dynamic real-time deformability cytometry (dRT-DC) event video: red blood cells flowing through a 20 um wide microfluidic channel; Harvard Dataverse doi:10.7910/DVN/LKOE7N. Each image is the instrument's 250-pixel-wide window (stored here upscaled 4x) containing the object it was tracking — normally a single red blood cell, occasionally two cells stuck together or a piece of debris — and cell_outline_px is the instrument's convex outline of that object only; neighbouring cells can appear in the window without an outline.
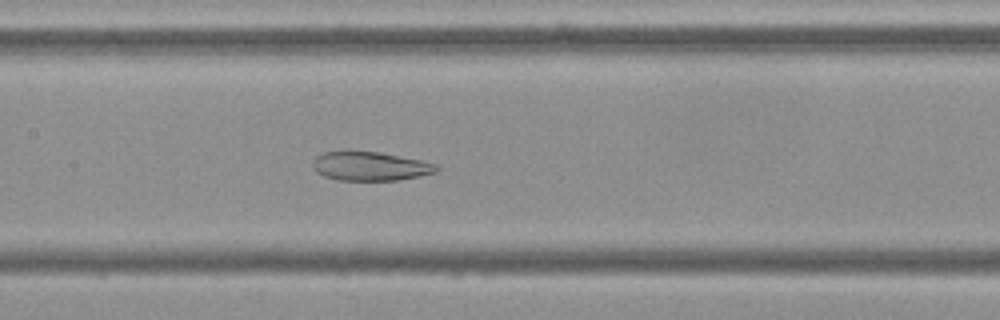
{"species": "Egyptian fruit bat (a non-hibernating species)", "species_latin": "Rousettus aegyptiacus", "temperature_condition": "cold", "stored_images_in_passage": 55, "camera_frame_rate_fps": 3000, "um_per_image_px": 0.085, "frame": {"image": 1, "passage_image": 26, "time_ms": 8.333, "image_size_px": [1000, 320], "cell_outline_px": [[440, 168], [436, 172], [420, 176], [396, 180], [336, 180], [324, 176], [316, 172], [312, 164], [312, 160], [316, 156], [324, 152], [380, 152], [420, 160], [436, 164]], "centroid_in_image_um": [31.46, 14.14], "position_along_channel_um": 175.9, "area_um2": 20.69}}
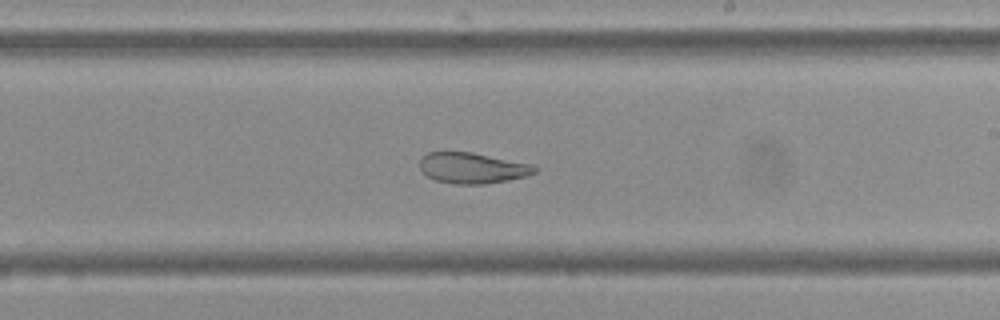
{"frame": {"image": 2, "passage_image": 32, "time_ms": 10.333, "image_size_px": [1000, 320], "cell_outline_px": [[536, 172], [524, 176], [508, 180], [484, 184], [452, 184], [436, 180], [428, 176], [420, 168], [420, 160], [428, 152], [472, 152], [532, 164], [536, 168]], "centroid_in_image_um": [40.15, 14.28], "position_along_channel_um": 248.9, "area_um2": 20.4}}
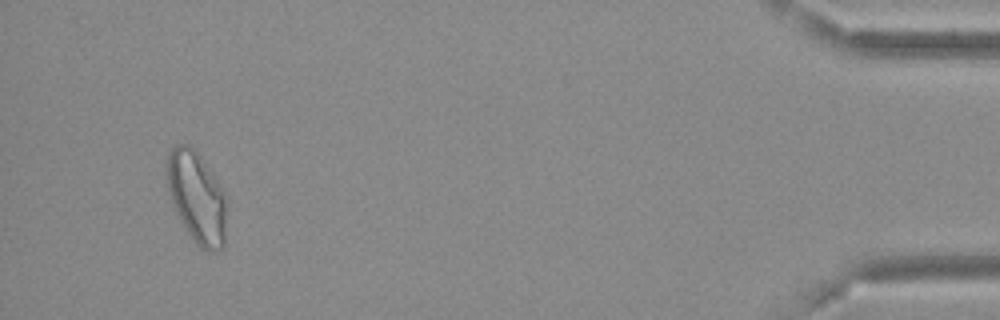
{"frame": {"image": 3, "passage_image": 52, "time_ms": 17.0, "image_size_px": [1000, 320], "cell_outline_px": [[228, 208], [224, 244], [220, 248], [212, 252], [208, 252], [200, 248], [196, 244], [180, 220], [172, 204], [168, 192], [164, 176], [164, 168], [168, 152], [176, 144], [188, 144], [196, 148], [228, 196]], "centroid_in_image_um": [16.72, 16.72], "position_along_channel_um": 418.5, "area_um2": 33.18}, "authors_computed_cell_mechanics": {"area_um2": 27.5706, "velocity_mm_per_s": 3.6575, "shape_relaxation_time_tau1_ms": null, "shape_relaxation_time_tau2_ms": 2.1719, "deformation_change_tau1": null, "deformation_change_tau2": 0.0807}}